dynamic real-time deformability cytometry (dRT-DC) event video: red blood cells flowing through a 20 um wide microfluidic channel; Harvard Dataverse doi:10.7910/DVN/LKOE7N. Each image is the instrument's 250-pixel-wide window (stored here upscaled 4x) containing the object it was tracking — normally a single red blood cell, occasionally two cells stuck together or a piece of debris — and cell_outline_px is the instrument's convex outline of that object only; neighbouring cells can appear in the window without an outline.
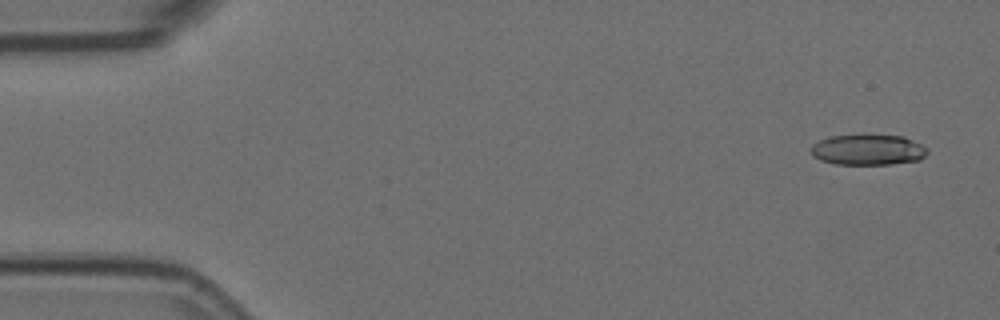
{"species": "Egyptian fruit bat (a non-hibernating species)", "species_latin": "Rousettus aegyptiacus", "temperature_condition": "room temperature", "stored_images_in_passage": 2, "camera_frame_rate_fps": 3000, "um_per_image_px": 0.085, "animal": {"sex": "female"}, "frame": {"image": 1, "passage_image": 2, "time_ms": 0.333, "image_size_px": [1000, 320], "cell_outline_px": [[928, 152], [920, 160], [892, 164], [836, 164], [820, 160], [812, 156], [812, 144], [828, 136], [864, 132], [904, 136], [928, 148]], "centroid_in_image_um": [73.77, 12.68], "position_along_channel_um": 11.2, "area_um2": 21.62}}